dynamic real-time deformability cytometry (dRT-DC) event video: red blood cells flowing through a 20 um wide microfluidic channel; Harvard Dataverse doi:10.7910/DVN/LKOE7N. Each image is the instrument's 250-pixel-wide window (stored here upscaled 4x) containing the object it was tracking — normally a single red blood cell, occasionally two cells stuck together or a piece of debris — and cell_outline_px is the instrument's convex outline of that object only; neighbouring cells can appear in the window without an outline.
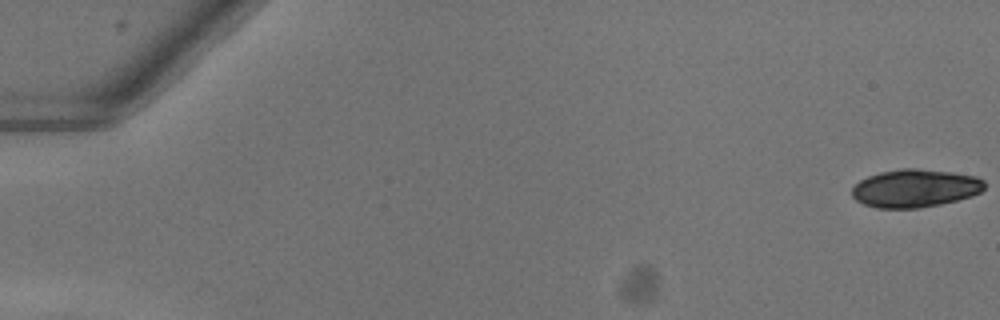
{"species": "common noctule bat (a hibernating species)", "species_latin": "Nyctalus noctula", "temperature_condition": "warm", "stored_images_in_passage": 52, "camera_frame_rate_fps": 3000, "um_per_image_px": 0.085, "animal": {"sex": "female"}, "frame": {"image": 1, "passage_image": 1, "time_ms": 0.0, "image_size_px": [1000, 320], "cell_outline_px": [[984, 188], [980, 192], [972, 196], [940, 204], [920, 208], [876, 208], [864, 204], [856, 200], [852, 196], [852, 188], [860, 180], [868, 176], [880, 172], [900, 168], [916, 168], [952, 172], [976, 176], [984, 180]], "centroid_in_image_um": [77.78, 16.0], "position_along_channel_um": 7.2, "area_um2": 29.42}}
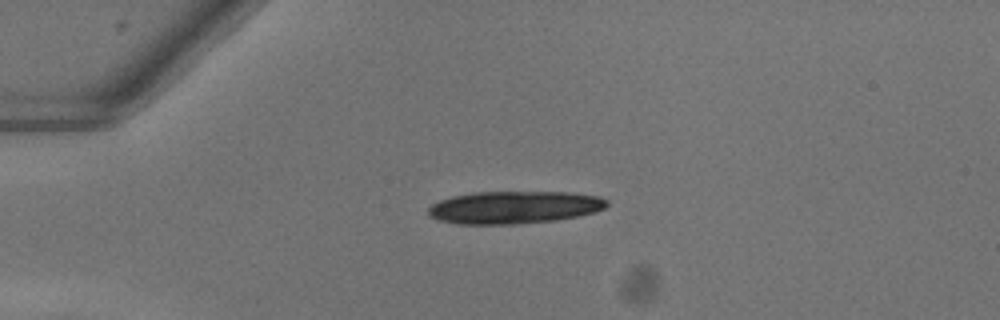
{"frame": {"image": 2, "passage_image": 14, "time_ms": 4.333, "image_size_px": [1000, 320], "cell_outline_px": [[608, 204], [604, 208], [596, 212], [556, 220], [516, 224], [456, 224], [440, 220], [428, 216], [428, 208], [432, 204], [440, 200], [452, 196], [476, 192], [568, 192], [600, 196], [608, 200]], "centroid_in_image_um": [43.71, 17.62], "position_along_channel_um": 41.3, "area_um2": 33.99}}
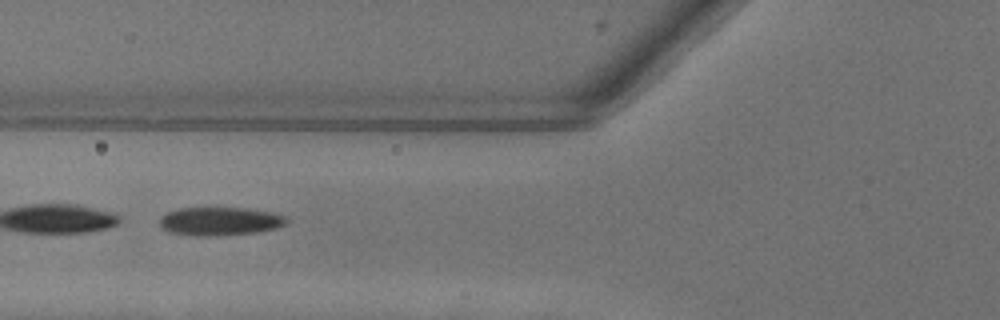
{"frame": {"image": 3, "passage_image": 22, "time_ms": 7.0, "image_size_px": [1000, 320], "cell_outline_px": [[284, 224], [276, 228], [256, 232], [216, 236], [192, 236], [168, 232], [160, 228], [160, 216], [176, 208], [244, 208], [272, 212], [284, 216]], "centroid_in_image_um": [18.59, 18.81], "position_along_channel_um": 107.2, "area_um2": 20.98}, "authors_computed_cell_mechanics": {"area_um2": 29.5936, "velocity_mm_per_s": 4.0637, "shape_relaxation_time_tau1_ms": 6.4103, "shape_relaxation_time_tau2_ms": 5.528, "deformation_change_tau1": 0.1513, "deformation_change_tau2": 0.1027}}